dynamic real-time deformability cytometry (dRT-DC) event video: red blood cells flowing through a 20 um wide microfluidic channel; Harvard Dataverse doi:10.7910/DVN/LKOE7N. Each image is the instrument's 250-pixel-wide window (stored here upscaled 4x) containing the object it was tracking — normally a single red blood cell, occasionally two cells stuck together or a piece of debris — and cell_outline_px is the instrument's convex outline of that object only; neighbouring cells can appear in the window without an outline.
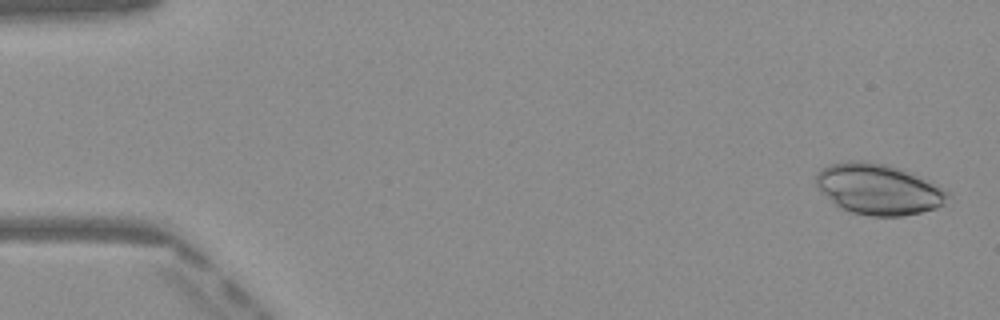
{"species": "Egyptian fruit bat (a non-hibernating species)", "species_latin": "Rousettus aegyptiacus", "temperature_condition": "warm", "stored_images_in_passage": 10, "camera_frame_rate_fps": 3000, "um_per_image_px": 0.085, "frame": {"image": 1, "passage_image": 2, "time_ms": 0.333, "image_size_px": [1000, 320], "cell_outline_px": [[952, 196], [944, 204], [936, 208], [920, 212], [900, 216], [872, 216], [852, 212], [840, 208], [816, 184], [816, 172], [820, 168], [832, 164], [848, 160], [864, 160], [888, 164], [900, 168], [944, 188]], "centroid_in_image_um": [74.69, 16.06], "position_along_channel_um": 10.3, "area_um2": 38.78}}